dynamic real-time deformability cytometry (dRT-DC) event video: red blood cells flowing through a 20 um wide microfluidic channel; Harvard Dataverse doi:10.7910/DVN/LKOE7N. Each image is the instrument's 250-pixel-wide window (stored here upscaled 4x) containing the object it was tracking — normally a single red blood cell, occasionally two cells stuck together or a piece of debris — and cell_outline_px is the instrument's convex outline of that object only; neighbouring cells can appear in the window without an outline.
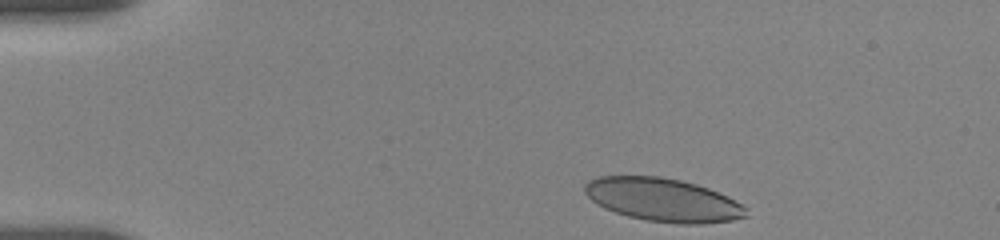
{"species": "human", "species_latin": "Homo sapiens", "temperature_condition": "room temperature", "stored_images_in_passage": 57, "camera_frame_rate_fps": 3000, "um_per_image_px": 0.085, "donor": {"sex": "female"}, "frame": {"image": 1, "passage_image": 1, "time_ms": 0.0, "image_size_px": [1000, 240], "cell_outline_px": [[748, 216], [732, 220], [704, 224], [680, 224], [648, 220], [628, 216], [604, 208], [592, 200], [584, 192], [584, 184], [588, 180], [600, 176], [660, 176], [680, 180], [696, 184], [708, 188], [748, 208]], "centroid_in_image_um": [56.34, 16.99], "position_along_channel_um": 28.7, "area_um2": 40.46}}
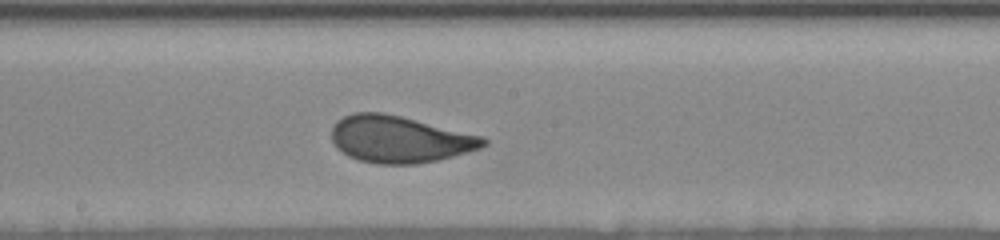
{"frame": {"image": 2, "passage_image": 23, "time_ms": 7.0, "image_size_px": [1000, 240], "cell_outline_px": [[488, 144], [480, 148], [440, 160], [416, 164], [376, 164], [360, 160], [348, 156], [336, 148], [332, 140], [332, 128], [336, 120], [352, 112], [384, 112], [484, 136], [488, 140]], "centroid_in_image_um": [33.96, 11.83], "position_along_channel_um": 214.2, "area_um2": 41.73}}
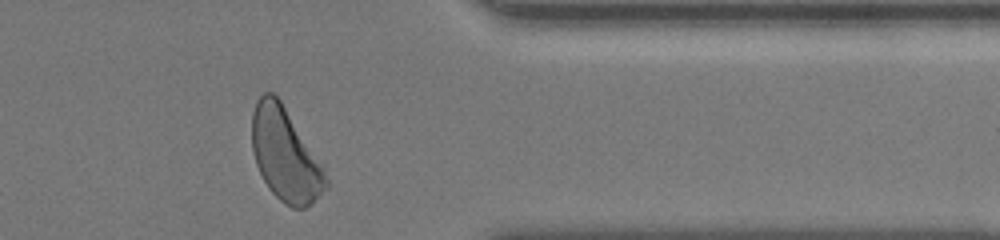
{"frame": {"image": 3, "passage_image": 54, "time_ms": 12.0, "image_size_px": [1000, 240], "cell_outline_px": [[328, 188], [304, 208], [292, 208], [284, 204], [268, 188], [256, 164], [252, 148], [252, 112], [256, 100], [264, 92], [272, 92], [280, 100], [324, 164], [328, 180]], "centroid_in_image_um": [24.27, 13.15], "position_along_channel_um": 387.1, "area_um2": 40.29}, "authors_computed_cell_mechanics": {"area_um2": 40.749, "velocity_mm_per_s": 3.6482, "shape_relaxation_time_tau1_ms": 5.0334, "shape_relaxation_time_tau2_ms": null, "deformation_change_tau1": 0.1708, "deformation_change_tau2": null}}